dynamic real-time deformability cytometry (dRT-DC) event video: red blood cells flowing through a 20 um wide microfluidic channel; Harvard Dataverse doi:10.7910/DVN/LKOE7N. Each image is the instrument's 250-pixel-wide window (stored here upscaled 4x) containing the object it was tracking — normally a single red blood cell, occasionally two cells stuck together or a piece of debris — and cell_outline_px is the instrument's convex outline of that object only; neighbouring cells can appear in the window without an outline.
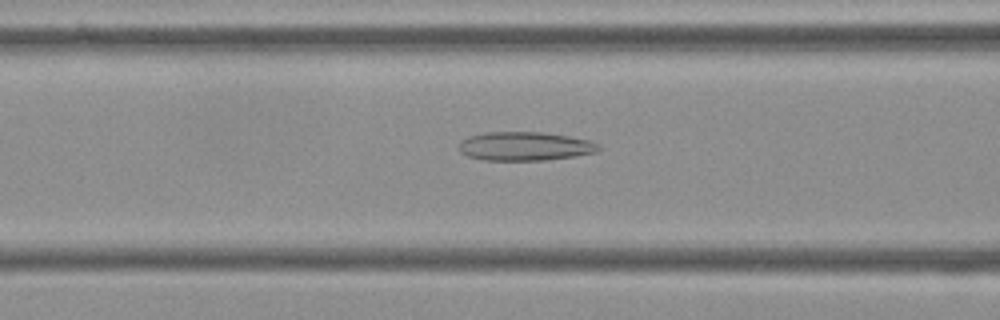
{"species": "Egyptian fruit bat (a non-hibernating species)", "species_latin": "Rousettus aegyptiacus", "temperature_condition": "cold", "stored_images_in_passage": 49, "camera_frame_rate_fps": 3000, "um_per_image_px": 0.085, "frame": {"image": 1, "passage_image": 16, "time_ms": 5.0, "image_size_px": [1000, 320], "cell_outline_px": [[600, 148], [596, 152], [576, 156], [544, 160], [484, 160], [468, 156], [460, 152], [460, 140], [468, 136], [484, 132], [544, 132], [592, 140], [600, 144]], "centroid_in_image_um": [44.63, 12.42], "position_along_channel_um": 122.0, "area_um2": 23.58}}
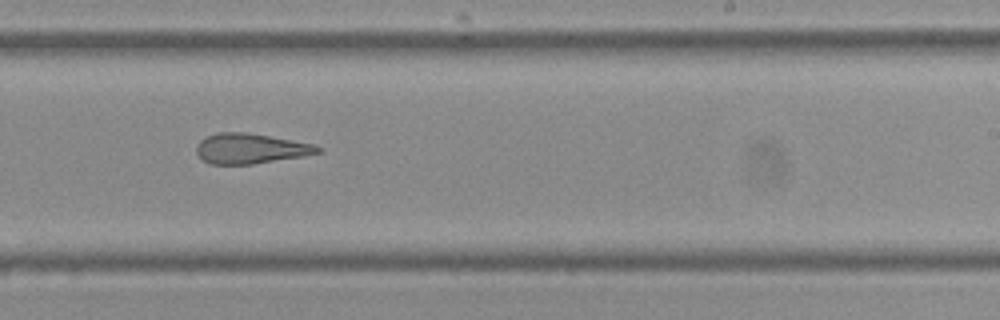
{"frame": {"image": 2, "passage_image": 28, "time_ms": 9.0, "image_size_px": [1000, 320], "cell_outline_px": [[324, 152], [304, 156], [252, 164], [212, 164], [204, 160], [196, 152], [196, 144], [204, 136], [216, 132], [248, 132], [292, 140], [312, 144], [324, 148]], "centroid_in_image_um": [21.3, 12.61], "position_along_channel_um": 267.7, "area_um2": 21.5}}
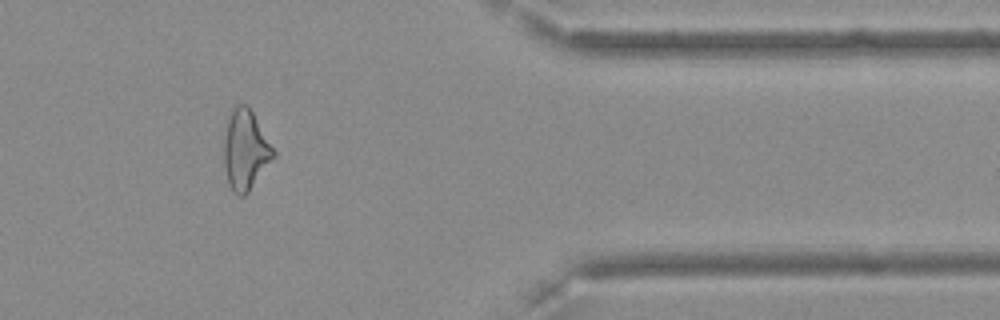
{"frame": {"image": 3, "passage_image": 40, "time_ms": 13.0, "image_size_px": [1000, 320], "cell_outline_px": [[276, 156], [248, 192], [244, 196], [240, 196], [232, 192], [228, 184], [224, 164], [224, 140], [228, 120], [236, 104], [248, 104], [276, 152]], "centroid_in_image_um": [20.87, 12.77], "position_along_channel_um": 390.5, "area_um2": 23.0}, "authors_computed_cell_mechanics": {"area_um2": 23.409, "velocity_mm_per_s": 3.642, "shape_relaxation_time_tau1_ms": null, "shape_relaxation_time_tau2_ms": 3.8107, "deformation_change_tau1": null, "deformation_change_tau2": 0.1635}}